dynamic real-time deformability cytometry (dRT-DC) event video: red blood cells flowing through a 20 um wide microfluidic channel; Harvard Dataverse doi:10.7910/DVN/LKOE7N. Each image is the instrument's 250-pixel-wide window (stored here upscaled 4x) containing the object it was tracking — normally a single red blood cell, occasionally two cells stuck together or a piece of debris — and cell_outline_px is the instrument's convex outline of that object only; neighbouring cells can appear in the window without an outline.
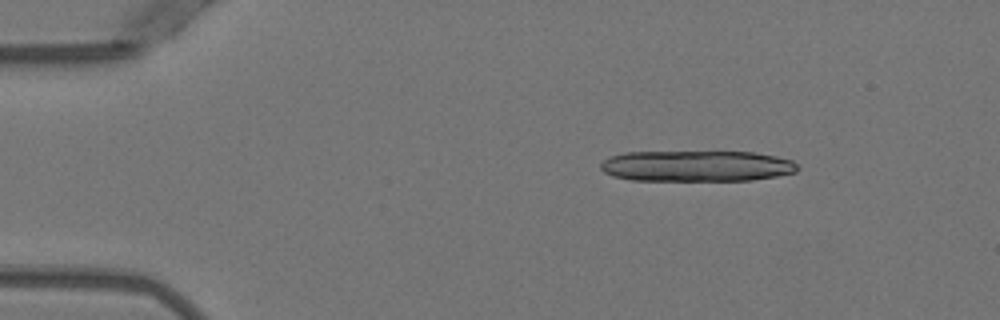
{"species": "Egyptian fruit bat (a non-hibernating species)", "species_latin": "Rousettus aegyptiacus", "temperature_condition": "warm", "stored_images_in_passage": 4, "camera_frame_rate_fps": 3000, "um_per_image_px": 0.085, "animal": {"sex": "female"}, "frame": {"image": 1, "passage_image": 1, "time_ms": 0.0, "image_size_px": [1000, 320], "cell_outline_px": [[800, 168], [796, 172], [776, 176], [752, 180], [632, 180], [612, 176], [604, 172], [600, 168], [600, 164], [608, 156], [624, 152], [752, 152], [776, 156], [792, 160]], "centroid_in_image_um": [59.19, 14.11], "position_along_channel_um": 25.8, "area_um2": 35.6}}